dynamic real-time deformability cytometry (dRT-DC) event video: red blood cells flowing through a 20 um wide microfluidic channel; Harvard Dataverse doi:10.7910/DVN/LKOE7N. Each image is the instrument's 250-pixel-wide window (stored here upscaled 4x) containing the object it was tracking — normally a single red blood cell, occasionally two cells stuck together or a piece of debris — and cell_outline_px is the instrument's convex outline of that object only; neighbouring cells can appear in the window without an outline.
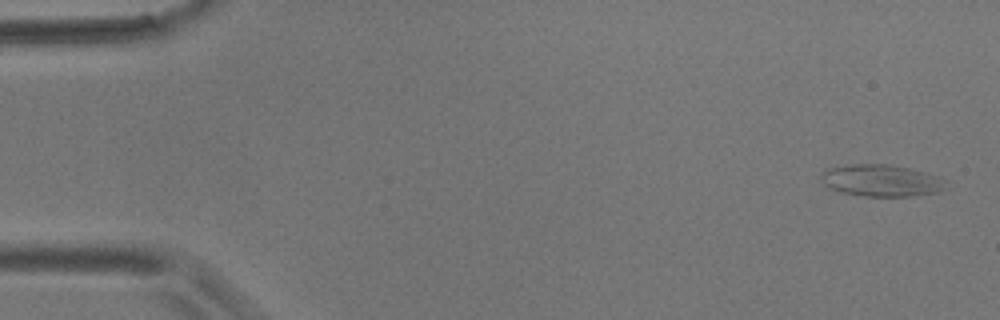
{"species": "common noctule bat (a hibernating species)", "species_latin": "Nyctalus noctula", "temperature_condition": "room temperature", "stored_images_in_passage": 13, "camera_frame_rate_fps": 3000, "um_per_image_px": 0.085, "animal": {"sex": "male", "body_mass_g": 17.9}, "frame": {"image": 1, "passage_image": 1, "time_ms": 0.0, "image_size_px": [1000, 320], "cell_outline_px": [[944, 188], [936, 192], [912, 196], [864, 196], [840, 192], [828, 188], [820, 180], [820, 172], [828, 168], [852, 164], [888, 164], [908, 168], [924, 172], [936, 176], [944, 180]], "centroid_in_image_um": [74.82, 15.34], "position_along_channel_um": 10.2, "area_um2": 23.06}}
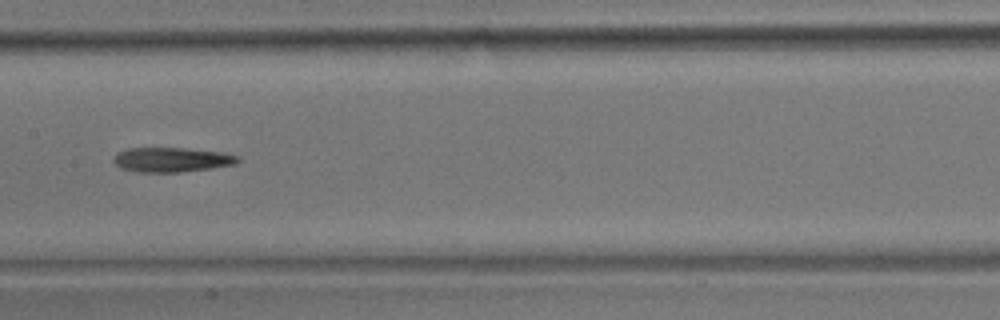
{"frame": {"image": 2, "passage_image": 7, "time_ms": 8.667, "image_size_px": [1000, 320], "cell_outline_px": [[240, 160], [236, 164], [212, 168], [180, 172], [136, 172], [120, 168], [112, 160], [116, 152], [128, 148], [184, 148], [220, 152], [240, 156]], "centroid_in_image_um": [14.57, 13.57], "position_along_channel_um": 192.8, "area_um2": 17.92}}
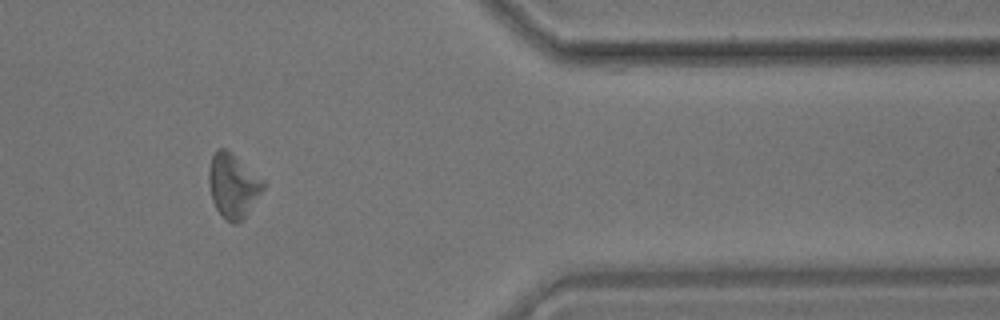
{"frame": {"image": 3, "passage_image": 12, "time_ms": 15.0, "image_size_px": [1000, 320], "cell_outline_px": [[264, 188], [244, 220], [236, 224], [232, 224], [216, 208], [212, 200], [208, 184], [208, 168], [212, 156], [216, 148], [224, 148], [232, 152], [264, 180]], "centroid_in_image_um": [19.8, 15.76], "position_along_channel_um": 391.6, "area_um2": 20.52}, "authors_computed_cell_mechanics": {"area_um2": 18.785, "velocity_mm_per_s": 3.5171, "shape_relaxation_time_tau1_ms": 2.0073, "shape_relaxation_time_tau2_ms": 5.1182, "deformation_change_tau1": 0.1013, "deformation_change_tau2": 0.1792}}